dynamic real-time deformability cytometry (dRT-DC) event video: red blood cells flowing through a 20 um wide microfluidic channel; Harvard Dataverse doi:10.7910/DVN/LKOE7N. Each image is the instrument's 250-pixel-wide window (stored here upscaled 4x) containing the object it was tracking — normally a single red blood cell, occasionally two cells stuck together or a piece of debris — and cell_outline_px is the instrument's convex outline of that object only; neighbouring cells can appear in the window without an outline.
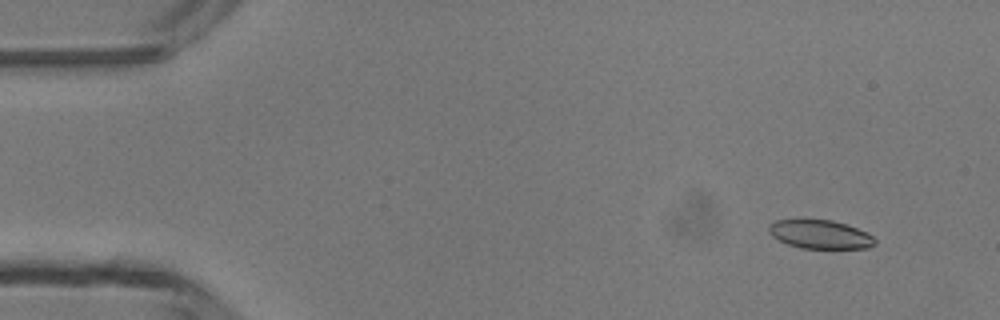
{"species": "common noctule bat (a hibernating species)", "species_latin": "Nyctalus noctula", "temperature_condition": "room temperature", "stored_images_in_passage": 5, "camera_frame_rate_fps": 3000, "um_per_image_px": 0.085, "animal": {"sex": "male", "body_mass_g": 13.3}, "frame": {"image": 1, "passage_image": 2, "time_ms": 1.333, "image_size_px": [1000, 320], "cell_outline_px": [[876, 244], [868, 248], [800, 248], [788, 244], [772, 236], [768, 232], [768, 224], [776, 220], [832, 220], [848, 224], [872, 236], [876, 240]], "centroid_in_image_um": [69.7, 19.92], "position_along_channel_um": 15.3, "area_um2": 17.63}}
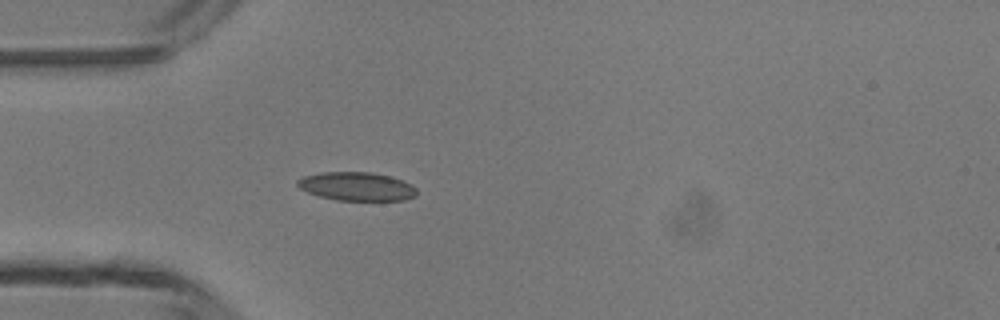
{"frame": {"image": 2, "passage_image": 5, "time_ms": 4.667, "image_size_px": [1000, 320], "cell_outline_px": [[416, 196], [404, 200], [336, 200], [320, 196], [308, 192], [300, 188], [296, 184], [296, 180], [304, 176], [320, 172], [372, 172], [388, 176], [412, 184], [416, 188]], "centroid_in_image_um": [30.3, 15.84], "position_along_channel_um": 54.7, "area_um2": 19.77}}